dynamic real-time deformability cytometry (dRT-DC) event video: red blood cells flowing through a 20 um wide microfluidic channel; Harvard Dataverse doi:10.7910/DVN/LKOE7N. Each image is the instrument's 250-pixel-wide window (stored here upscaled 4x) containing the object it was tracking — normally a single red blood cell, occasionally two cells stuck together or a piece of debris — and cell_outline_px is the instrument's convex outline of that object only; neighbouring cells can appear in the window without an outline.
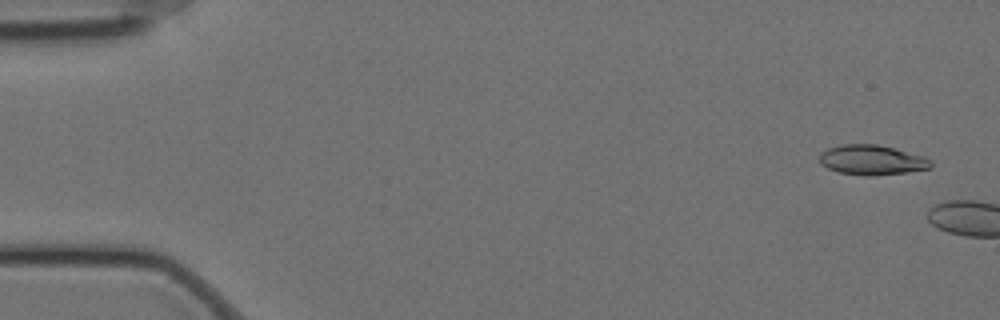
{"species": "Egyptian fruit bat (a non-hibernating species)", "species_latin": "Rousettus aegyptiacus", "temperature_condition": "cold", "stored_images_in_passage": 6, "camera_frame_rate_fps": 3000, "um_per_image_px": 0.085, "animal": {"sex": "female"}, "frame": {"image": 1, "passage_image": 3, "time_ms": 0.667, "image_size_px": [1000, 320], "cell_outline_px": [[932, 168], [904, 172], [872, 176], [864, 176], [840, 172], [828, 168], [820, 164], [820, 152], [828, 148], [840, 144], [876, 144], [924, 156], [932, 160]], "centroid_in_image_um": [74.1, 13.59], "position_along_channel_um": 10.9, "area_um2": 19.36}}